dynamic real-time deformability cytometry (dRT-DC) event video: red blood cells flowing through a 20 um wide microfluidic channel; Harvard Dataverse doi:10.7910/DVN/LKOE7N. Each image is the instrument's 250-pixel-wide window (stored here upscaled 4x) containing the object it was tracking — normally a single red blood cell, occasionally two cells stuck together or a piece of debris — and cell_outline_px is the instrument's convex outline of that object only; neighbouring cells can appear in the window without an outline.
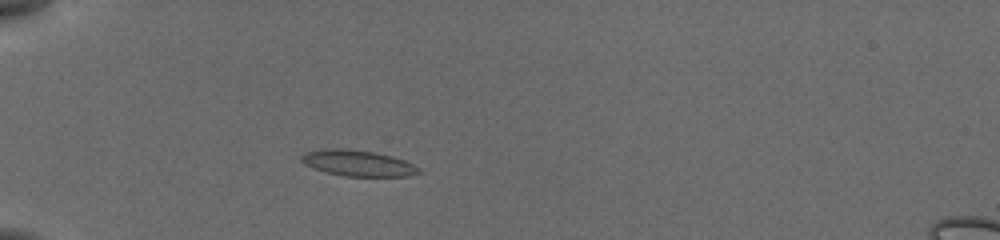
{"species": "common noctule bat (a hibernating species)", "species_latin": "Nyctalus noctula", "temperature_condition": "cold", "stored_images_in_passage": 48, "camera_frame_rate_fps": 3000, "um_per_image_px": 0.085, "animal": {"sex": "female", "body_mass_g": 19.5, "forearm_length_mm": 54.1}, "frame": {"image": 1, "passage_image": 10, "time_ms": 3.0, "image_size_px": [1000, 240], "cell_outline_px": [[424, 172], [408, 176], [344, 176], [324, 172], [312, 168], [304, 164], [300, 160], [300, 156], [304, 152], [324, 148], [348, 148], [372, 152], [392, 156], [404, 160], [420, 168]], "centroid_in_image_um": [30.38, 13.86], "position_along_channel_um": 54.6, "area_um2": 18.03}}
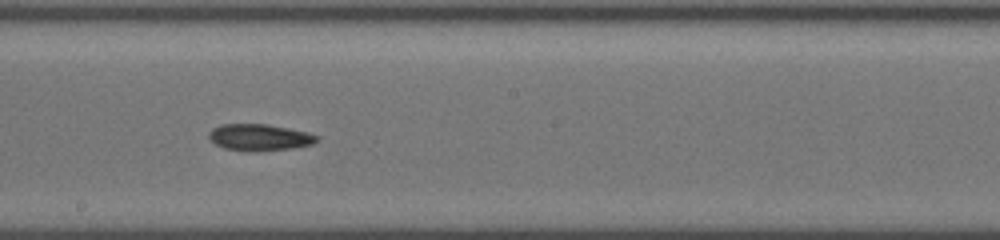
{"frame": {"image": 2, "passage_image": 24, "time_ms": 8.0, "image_size_px": [1000, 240], "cell_outline_px": [[320, 140], [312, 144], [296, 148], [256, 152], [224, 148], [208, 140], [208, 132], [212, 128], [220, 124], [268, 124], [308, 132], [320, 136]], "centroid_in_image_um": [22.07, 11.68], "position_along_channel_um": 226.1, "area_um2": 17.11}}
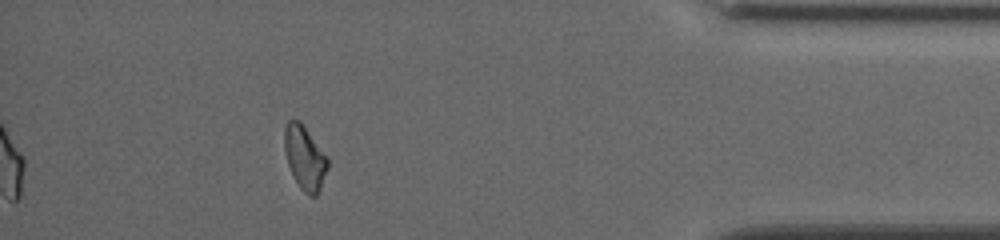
{"frame": {"image": 3, "passage_image": 44, "time_ms": 13.667, "image_size_px": [1000, 240], "cell_outline_px": [[328, 168], [320, 188], [316, 196], [312, 196], [304, 192], [300, 188], [288, 164], [284, 152], [284, 128], [288, 120], [300, 120], [328, 156]], "centroid_in_image_um": [25.91, 13.37], "position_along_channel_um": 409.3, "area_um2": 16.13}}